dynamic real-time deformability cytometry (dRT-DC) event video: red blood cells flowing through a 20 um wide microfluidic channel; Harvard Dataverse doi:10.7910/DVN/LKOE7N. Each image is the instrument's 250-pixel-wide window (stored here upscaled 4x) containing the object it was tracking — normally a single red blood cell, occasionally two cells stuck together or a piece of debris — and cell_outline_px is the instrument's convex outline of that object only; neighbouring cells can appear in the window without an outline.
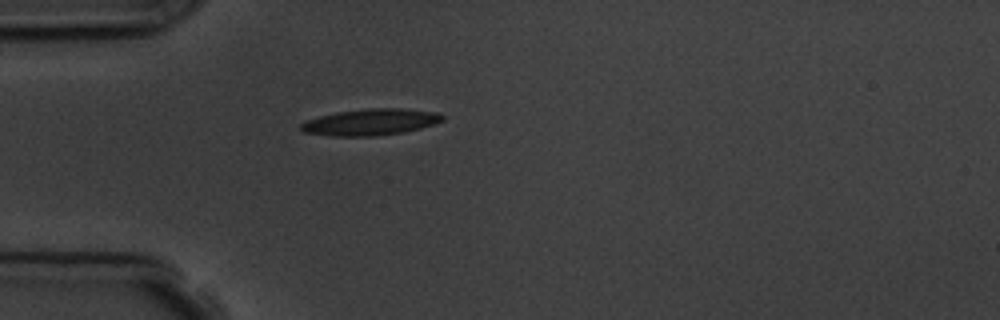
{"species": "common noctule bat (a hibernating species)", "species_latin": "Nyctalus noctula", "temperature_condition": "room temperature", "stored_images_in_passage": 1, "camera_frame_rate_fps": 3000, "um_per_image_px": 0.085, "animal": {"sex": "male", "body_mass_g": 19.5, "forearm_length_mm": 54.6}, "frame": {"image": 1, "passage_image": 1, "time_ms": 0.0, "image_size_px": [1000, 320], "cell_outline_px": [[444, 120], [420, 128], [404, 132], [372, 136], [332, 136], [304, 132], [300, 128], [300, 124], [308, 120], [320, 116], [336, 112], [368, 108], [400, 108], [440, 112], [444, 116]], "centroid_in_image_um": [31.52, 10.37], "position_along_channel_um": 53.5, "area_um2": 21.73}}